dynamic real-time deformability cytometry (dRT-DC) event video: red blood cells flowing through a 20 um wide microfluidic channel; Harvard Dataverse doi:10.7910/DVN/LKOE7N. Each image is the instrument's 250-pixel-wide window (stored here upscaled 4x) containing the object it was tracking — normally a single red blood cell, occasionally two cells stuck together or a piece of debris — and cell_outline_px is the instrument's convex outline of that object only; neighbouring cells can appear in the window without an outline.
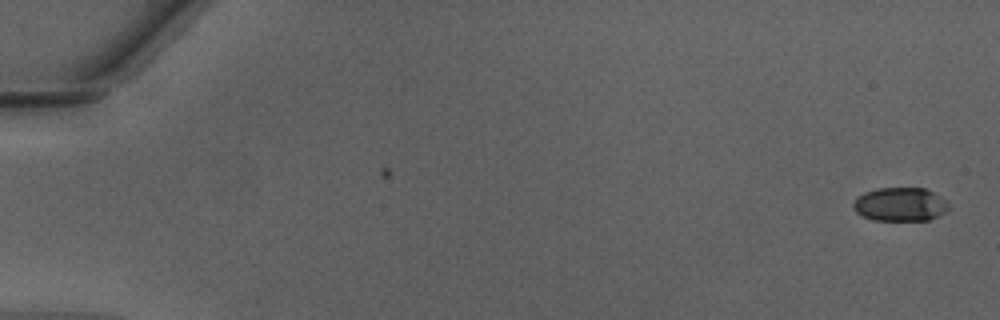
{"species": "Egyptian fruit bat (a non-hibernating species)", "species_latin": "Rousettus aegyptiacus", "temperature_condition": "warm", "stored_images_in_passage": 4, "camera_frame_rate_fps": 3000, "um_per_image_px": 0.085, "animal": {"sex": "male"}, "frame": {"image": 1, "passage_image": 1, "time_ms": 0.0, "image_size_px": [1000, 320], "cell_outline_px": [[948, 208], [944, 212], [928, 220], [876, 220], [860, 216], [852, 208], [852, 204], [864, 192], [876, 188], [924, 188], [940, 196], [948, 204]], "centroid_in_image_um": [76.47, 17.37], "position_along_channel_um": 8.5, "area_um2": 18.55}}